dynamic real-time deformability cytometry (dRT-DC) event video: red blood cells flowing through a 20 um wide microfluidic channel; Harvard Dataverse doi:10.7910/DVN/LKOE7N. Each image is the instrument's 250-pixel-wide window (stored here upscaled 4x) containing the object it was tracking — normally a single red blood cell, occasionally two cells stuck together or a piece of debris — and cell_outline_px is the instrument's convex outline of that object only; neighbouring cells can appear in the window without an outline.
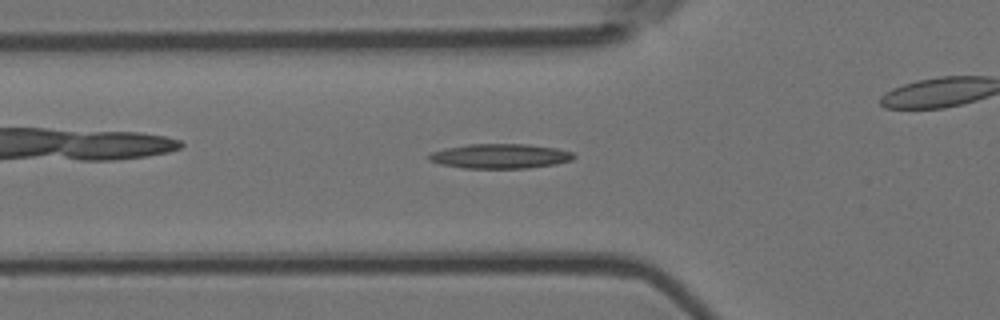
{"species": "Egyptian fruit bat (a non-hibernating species)", "species_latin": "Rousettus aegyptiacus", "temperature_condition": "room temperature", "stored_images_in_passage": 55, "camera_frame_rate_fps": 3000, "um_per_image_px": 0.085, "animal": {"sex": "female"}, "frame": {"image": 1, "passage_image": 18, "time_ms": 5.667, "image_size_px": [1000, 320], "cell_outline_px": [[576, 156], [572, 160], [556, 164], [528, 168], [464, 168], [440, 164], [428, 160], [428, 152], [468, 144], [528, 144], [556, 148], [572, 152]], "centroid_in_image_um": [42.51, 13.27], "position_along_channel_um": 83.3, "area_um2": 20.87}}
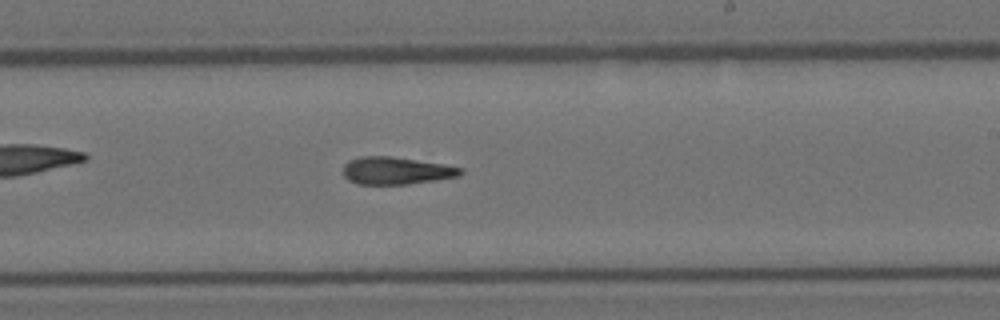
{"frame": {"image": 2, "passage_image": 32, "time_ms": 10.333, "image_size_px": [1000, 320], "cell_outline_px": [[464, 172], [460, 176], [436, 180], [408, 184], [356, 184], [348, 180], [344, 176], [344, 164], [348, 160], [360, 156], [392, 156], [444, 164], [464, 168]], "centroid_in_image_um": [33.69, 14.5], "position_along_channel_um": 255.3, "area_um2": 18.96}}
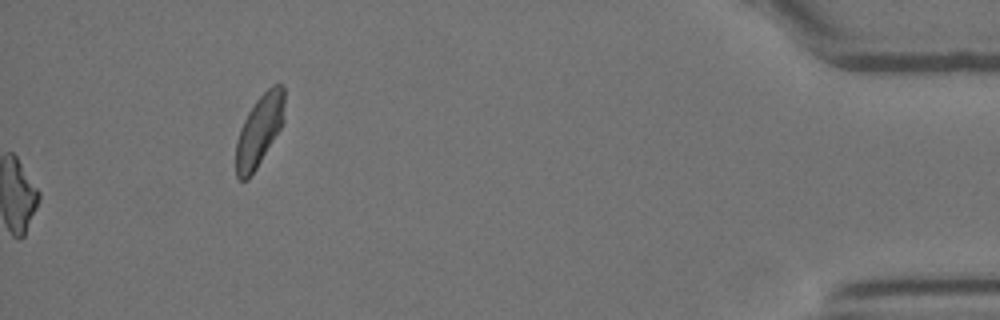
{"frame": {"image": 3, "passage_image": 55, "time_ms": 18.0, "image_size_px": [1000, 320], "cell_outline_px": [[284, 120], [280, 128], [256, 168], [248, 180], [240, 180], [236, 176], [236, 140], [240, 128], [248, 112], [256, 100], [272, 84], [284, 84]], "centroid_in_image_um": [22.04, 11.07], "position_along_channel_um": 413.2, "area_um2": 20.0}}